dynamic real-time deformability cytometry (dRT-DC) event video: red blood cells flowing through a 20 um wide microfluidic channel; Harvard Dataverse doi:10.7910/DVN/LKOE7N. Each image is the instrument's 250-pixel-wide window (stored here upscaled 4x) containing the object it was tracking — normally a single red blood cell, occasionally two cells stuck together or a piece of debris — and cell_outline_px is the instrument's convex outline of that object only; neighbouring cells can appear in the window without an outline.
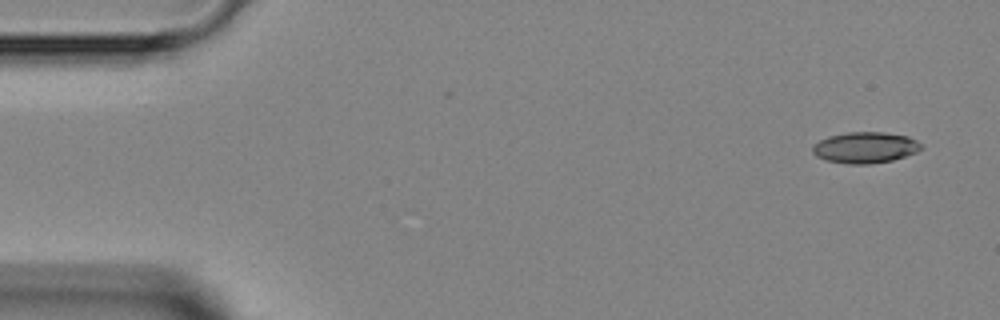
{"species": "Egyptian fruit bat (a non-hibernating species)", "species_latin": "Rousettus aegyptiacus", "temperature_condition": "room temperature", "stored_images_in_passage": 4, "camera_frame_rate_fps": 3000, "um_per_image_px": 0.085, "animal": {"sex": "female"}, "frame": {"image": 1, "passage_image": 1, "time_ms": 0.0, "image_size_px": [1000, 320], "cell_outline_px": [[920, 148], [916, 152], [892, 160], [868, 164], [848, 164], [828, 160], [816, 156], [812, 152], [812, 144], [828, 136], [848, 132], [884, 132], [908, 136], [916, 140], [920, 144]], "centroid_in_image_um": [73.5, 12.53], "position_along_channel_um": 11.5, "area_um2": 19.54}}
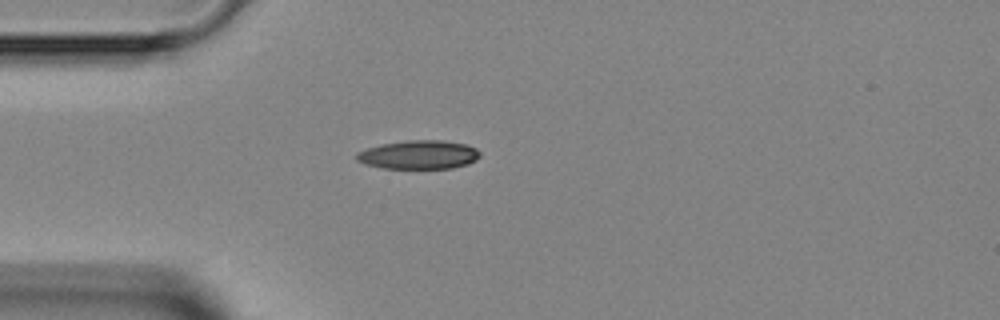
{"frame": {"image": 2, "passage_image": 4, "time_ms": 3.333, "image_size_px": [1000, 320], "cell_outline_px": [[480, 156], [476, 160], [468, 164], [452, 168], [384, 168], [368, 164], [356, 160], [356, 152], [368, 148], [384, 144], [408, 140], [444, 140], [468, 144], [476, 148], [480, 152]], "centroid_in_image_um": [35.65, 13.14], "position_along_channel_um": 49.3, "area_um2": 20.58}}